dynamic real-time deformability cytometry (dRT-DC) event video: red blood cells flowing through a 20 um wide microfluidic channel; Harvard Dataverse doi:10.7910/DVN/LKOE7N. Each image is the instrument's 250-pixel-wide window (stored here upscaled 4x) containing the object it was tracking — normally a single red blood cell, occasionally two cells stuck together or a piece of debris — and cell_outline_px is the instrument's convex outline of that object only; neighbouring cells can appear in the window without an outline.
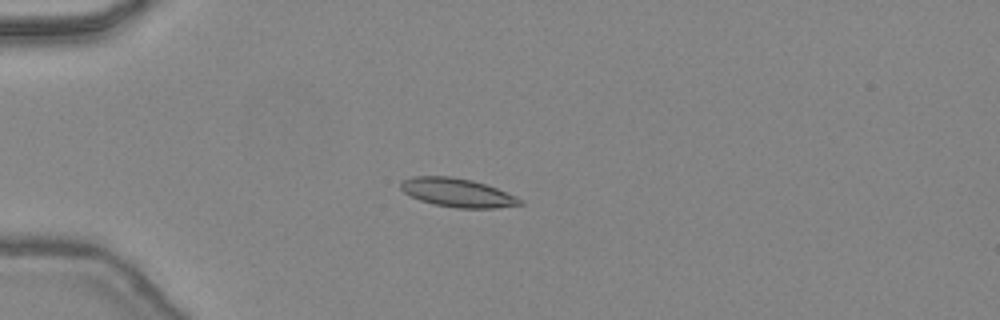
{"species": "common noctule bat (a hibernating species)", "species_latin": "Nyctalus noctula", "temperature_condition": "warm", "stored_images_in_passage": 40, "camera_frame_rate_fps": 3000, "um_per_image_px": 0.085, "animal": {"sex": "female", "body_mass_g": 24.6, "forearm_length_mm": 56.2}, "frame": {"image": 1, "passage_image": 6, "time_ms": 1.667, "image_size_px": [1000, 320], "cell_outline_px": [[524, 204], [496, 208], [456, 208], [432, 204], [420, 200], [404, 192], [400, 188], [400, 184], [404, 180], [412, 176], [452, 176], [472, 180], [496, 188], [516, 196], [524, 200]], "centroid_in_image_um": [38.9, 16.38], "position_along_channel_um": 46.1, "area_um2": 19.94}}
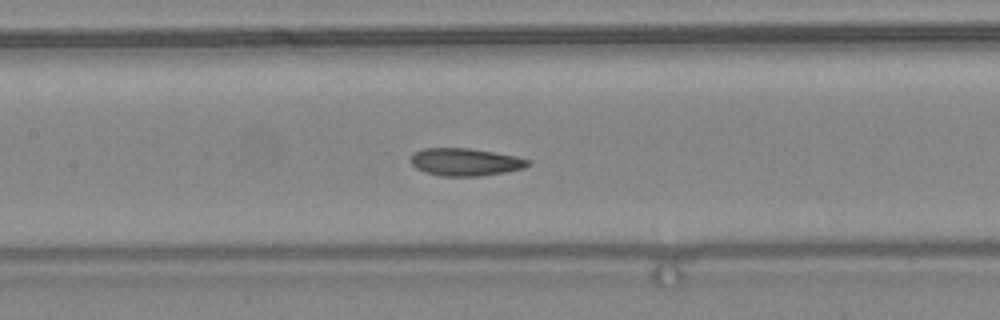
{"frame": {"image": 2, "passage_image": 16, "time_ms": 5.0, "image_size_px": [1000, 320], "cell_outline_px": [[532, 164], [524, 168], [504, 172], [480, 176], [440, 176], [424, 172], [416, 168], [412, 164], [412, 156], [416, 152], [424, 148], [468, 148], [516, 156], [528, 160]], "centroid_in_image_um": [39.56, 13.78], "position_along_channel_um": 167.8, "area_um2": 18.67}}
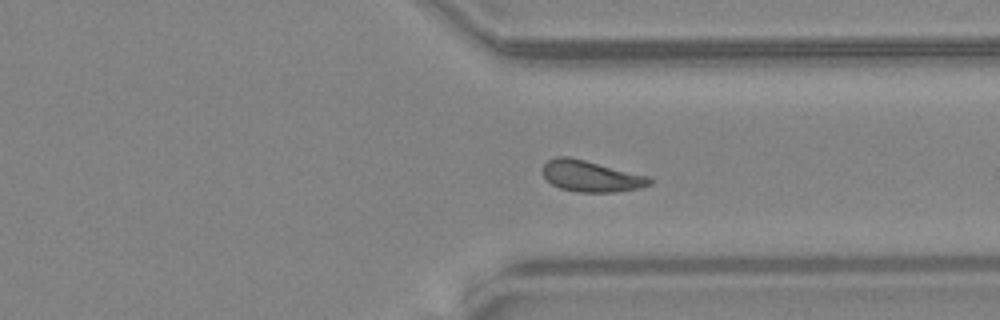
{"frame": {"image": 3, "passage_image": 29, "time_ms": 9.333, "image_size_px": [1000, 320], "cell_outline_px": [[652, 184], [640, 188], [612, 192], [576, 192], [560, 188], [552, 184], [544, 176], [544, 164], [548, 160], [556, 156], [568, 156], [648, 176], [652, 180]], "centroid_in_image_um": [50.23, 14.98], "position_along_channel_um": 361.2, "area_um2": 19.19}, "authors_computed_cell_mechanics": {"area_um2": 18.9584, "velocity_mm_per_s": 4.4768, "shape_relaxation_time_tau1_ms": 4.0517, "shape_relaxation_time_tau2_ms": 2.3517, "deformation_change_tau1": 0.1458, "deformation_change_tau2": 0.0765}}